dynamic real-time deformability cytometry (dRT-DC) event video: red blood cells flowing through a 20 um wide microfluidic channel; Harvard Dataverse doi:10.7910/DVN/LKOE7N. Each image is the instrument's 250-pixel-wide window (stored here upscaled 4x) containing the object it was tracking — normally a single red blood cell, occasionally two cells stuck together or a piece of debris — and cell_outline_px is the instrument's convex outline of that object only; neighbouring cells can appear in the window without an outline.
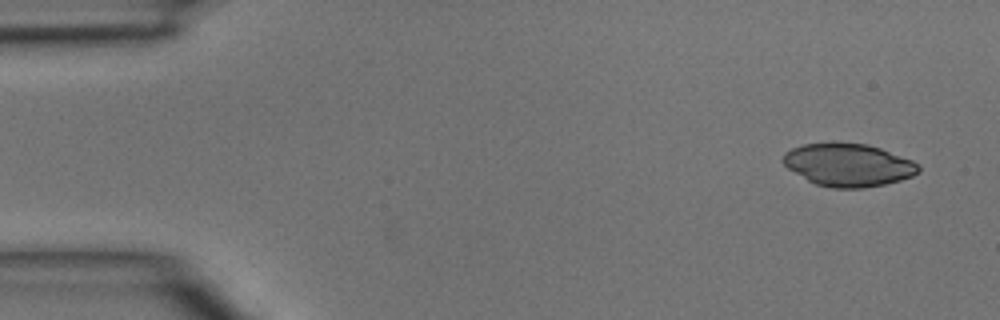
{"species": "common noctule bat (a hibernating species)", "species_latin": "Nyctalus noctula", "temperature_condition": "room temperature", "stored_images_in_passage": 3, "camera_frame_rate_fps": 3000, "um_per_image_px": 0.085, "animal": {"sex": "male", "body_mass_g": 15.6}, "frame": {"image": 1, "passage_image": 1, "time_ms": 0.0, "image_size_px": [1000, 320], "cell_outline_px": [[920, 172], [912, 176], [900, 180], [884, 184], [864, 188], [832, 188], [816, 184], [808, 180], [788, 168], [784, 164], [784, 152], [792, 148], [804, 144], [832, 140], [868, 144], [880, 148], [912, 160], [920, 164]], "centroid_in_image_um": [72.11, 13.99], "position_along_channel_um": 12.9, "area_um2": 34.22}}